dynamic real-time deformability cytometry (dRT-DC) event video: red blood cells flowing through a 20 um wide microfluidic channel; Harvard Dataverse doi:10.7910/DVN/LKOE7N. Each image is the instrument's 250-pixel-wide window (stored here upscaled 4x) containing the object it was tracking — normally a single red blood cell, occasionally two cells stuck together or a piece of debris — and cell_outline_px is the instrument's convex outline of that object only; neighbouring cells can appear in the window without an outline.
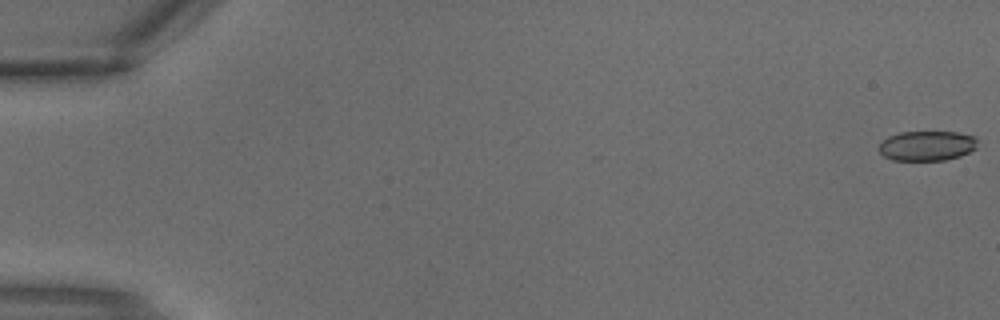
{"species": "common noctule bat (a hibernating species)", "species_latin": "Nyctalus noctula", "temperature_condition": "warm", "stored_images_in_passage": 4, "camera_frame_rate_fps": 3000, "um_per_image_px": 0.085, "animal": {"sex": "male", "body_mass_g": 18.8}, "frame": {"image": 1, "passage_image": 4, "time_ms": 1.0, "image_size_px": [1000, 320], "cell_outline_px": [[976, 148], [960, 156], [944, 160], [892, 160], [884, 156], [880, 152], [880, 144], [888, 136], [900, 132], [960, 132], [976, 136]], "centroid_in_image_um": [78.81, 12.38], "position_along_channel_um": 6.2, "area_um2": 17.11}}